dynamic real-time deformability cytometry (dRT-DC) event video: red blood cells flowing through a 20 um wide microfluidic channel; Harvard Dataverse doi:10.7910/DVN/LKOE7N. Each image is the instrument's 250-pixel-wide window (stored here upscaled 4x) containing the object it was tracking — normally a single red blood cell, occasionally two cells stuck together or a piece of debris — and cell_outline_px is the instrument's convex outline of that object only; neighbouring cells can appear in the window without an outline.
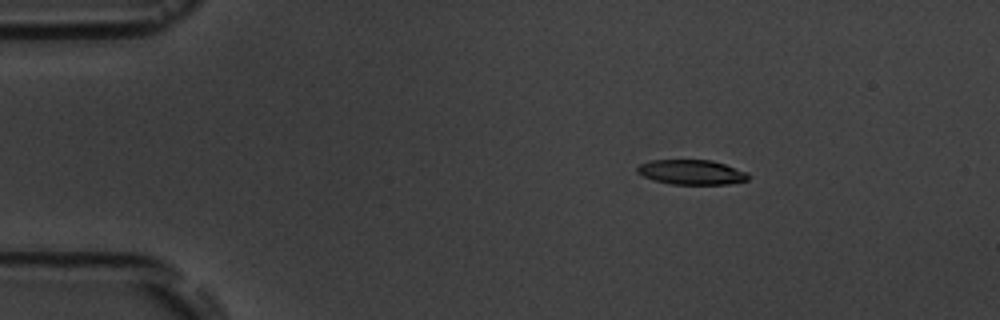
{"species": "common noctule bat (a hibernating species)", "species_latin": "Nyctalus noctula", "temperature_condition": "room temperature", "stored_images_in_passage": 6, "camera_frame_rate_fps": 3000, "um_per_image_px": 0.085, "animal": {"sex": "male", "body_mass_g": 19.5, "forearm_length_mm": 54.6}, "frame": {"image": 1, "passage_image": 3, "time_ms": 3.0, "image_size_px": [1000, 320], "cell_outline_px": [[748, 180], [728, 184], [672, 184], [656, 180], [644, 176], [636, 172], [636, 168], [640, 164], [652, 160], [712, 160], [748, 172]], "centroid_in_image_um": [58.79, 14.63], "position_along_channel_um": 26.2, "area_um2": 15.9}}